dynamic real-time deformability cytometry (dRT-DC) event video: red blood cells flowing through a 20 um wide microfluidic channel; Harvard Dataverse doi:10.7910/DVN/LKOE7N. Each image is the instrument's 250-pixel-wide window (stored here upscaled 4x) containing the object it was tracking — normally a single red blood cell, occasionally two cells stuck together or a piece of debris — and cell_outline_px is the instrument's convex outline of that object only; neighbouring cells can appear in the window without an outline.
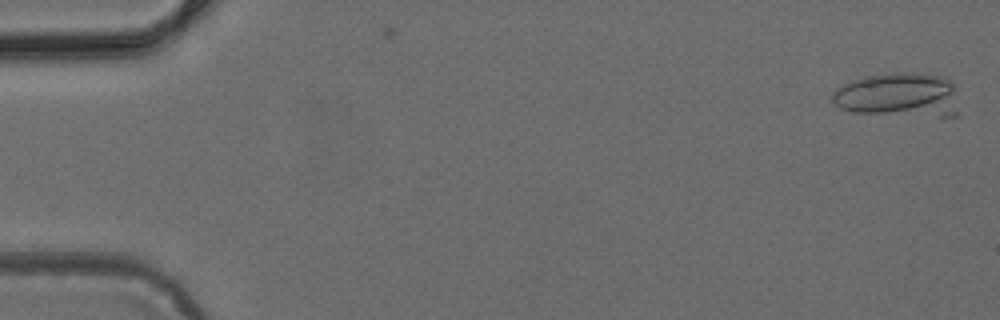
{"species": "common noctule bat (a hibernating species)", "species_latin": "Nyctalus noctula", "temperature_condition": "cold", "stored_images_in_passage": 6, "camera_frame_rate_fps": 3000, "um_per_image_px": 0.085, "animal": {"sex": "female", "body_mass_g": 24.6, "forearm_length_mm": 56.2}, "frame": {"image": 1, "passage_image": 2, "time_ms": 0.333, "image_size_px": [1000, 320], "cell_outline_px": [[960, 116], [940, 116], [856, 112], [840, 108], [832, 100], [832, 92], [836, 88], [852, 80], [864, 76], [896, 72], [916, 72], [948, 76], [952, 80], [956, 88]], "centroid_in_image_um": [76.47, 8.05], "position_along_channel_um": 8.5, "area_um2": 33.35}}